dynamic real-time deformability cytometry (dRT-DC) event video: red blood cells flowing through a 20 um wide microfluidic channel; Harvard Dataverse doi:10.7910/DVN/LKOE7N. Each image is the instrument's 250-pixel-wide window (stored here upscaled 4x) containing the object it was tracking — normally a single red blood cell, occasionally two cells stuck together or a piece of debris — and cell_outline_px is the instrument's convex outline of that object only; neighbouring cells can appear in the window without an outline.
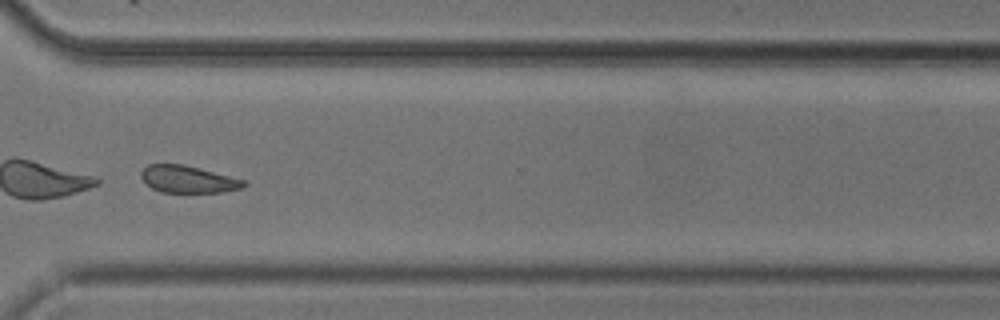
{"species": "common noctule bat (a hibernating species)", "species_latin": "Nyctalus noctula", "temperature_condition": "cold", "stored_images_in_passage": 39, "camera_frame_rate_fps": 3000, "um_per_image_px": 0.085, "animal": {"sex": "male", "body_mass_g": 20.5, "forearm_length_mm": 52.5}, "frame": {"image": 1, "passage_image": 28, "time_ms": 9.0, "image_size_px": [1000, 320], "cell_outline_px": [[248, 184], [240, 188], [224, 192], [160, 192], [152, 188], [140, 176], [140, 172], [148, 164], [184, 164], [244, 180]], "centroid_in_image_um": [15.97, 15.23], "position_along_channel_um": 354.6, "area_um2": 16.07}, "authors_computed_cell_mechanics": {"area_um2": 17.918, "velocity_mm_per_s": 3.666, "shape_relaxation_time_tau1_ms": null, "shape_relaxation_time_tau2_ms": 7.2984, "deformation_change_tau1": null, "deformation_change_tau2": 0.1418}}